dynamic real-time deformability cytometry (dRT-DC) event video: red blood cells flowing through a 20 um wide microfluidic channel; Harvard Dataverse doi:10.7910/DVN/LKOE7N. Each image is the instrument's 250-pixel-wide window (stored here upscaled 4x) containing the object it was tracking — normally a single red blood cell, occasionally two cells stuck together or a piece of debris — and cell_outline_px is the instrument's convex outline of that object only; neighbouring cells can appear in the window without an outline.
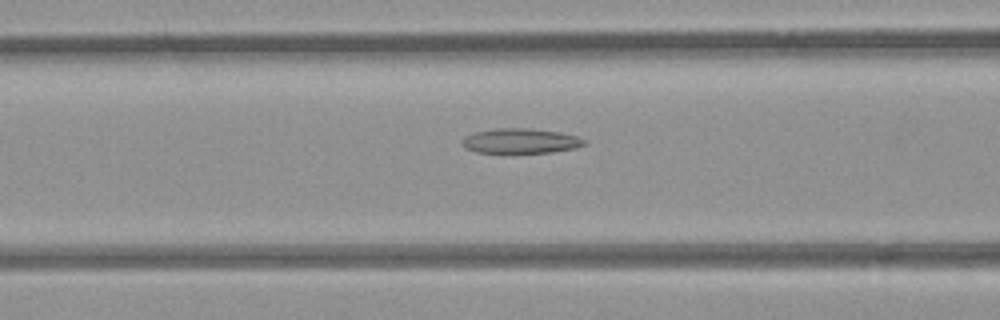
{"species": "common noctule bat (a hibernating species)", "species_latin": "Nyctalus noctula", "temperature_condition": "room temperature", "stored_images_in_passage": 37, "camera_frame_rate_fps": 3000, "um_per_image_px": 0.085, "animal": {"sex": "female", "body_mass_g": 21.9}, "frame": {"image": 1, "passage_image": 5, "time_ms": 1.333, "image_size_px": [1000, 320], "cell_outline_px": [[588, 144], [576, 148], [552, 152], [476, 152], [464, 148], [464, 136], [476, 132], [496, 128], [528, 128], [560, 132], [576, 136], [588, 140]], "centroid_in_image_um": [44.32, 11.97], "position_along_channel_um": 122.3, "area_um2": 17.63}}
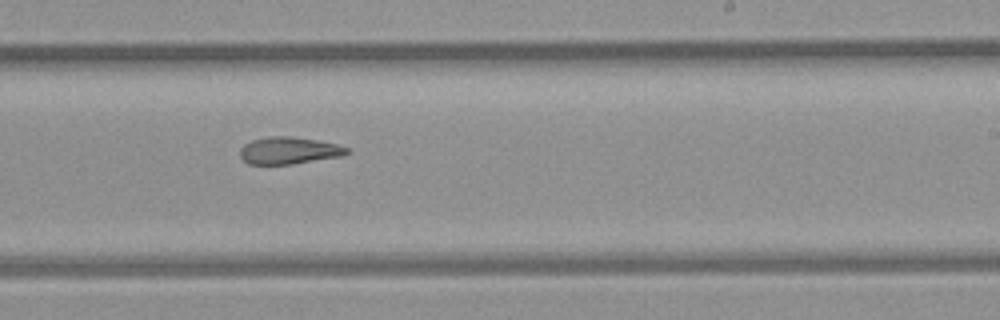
{"frame": {"image": 2, "passage_image": 16, "time_ms": 5.0, "image_size_px": [1000, 320], "cell_outline_px": [[348, 152], [340, 156], [292, 164], [248, 164], [240, 156], [240, 148], [244, 144], [252, 140], [268, 136], [292, 136], [316, 140], [336, 144], [348, 148]], "centroid_in_image_um": [24.51, 12.79], "position_along_channel_um": 264.5, "area_um2": 16.7}}
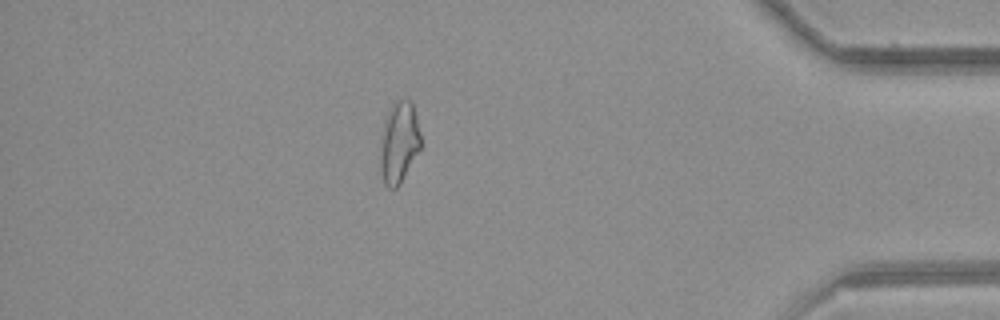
{"frame": {"image": 3, "passage_image": 30, "time_ms": 9.667, "image_size_px": [1000, 320], "cell_outline_px": [[420, 148], [400, 184], [396, 188], [388, 188], [384, 184], [380, 168], [380, 160], [384, 120], [392, 104], [396, 100], [412, 100], [416, 116], [420, 136]], "centroid_in_image_um": [33.91, 12.11], "position_along_channel_um": 401.3, "area_um2": 18.9}, "authors_computed_cell_mechanics": {"area_um2": 17.918, "velocity_mm_per_s": 3.8744, "shape_relaxation_time_tau1_ms": null, "shape_relaxation_time_tau2_ms": 5.2242, "deformation_change_tau1": null, "deformation_change_tau2": 0.1445}}